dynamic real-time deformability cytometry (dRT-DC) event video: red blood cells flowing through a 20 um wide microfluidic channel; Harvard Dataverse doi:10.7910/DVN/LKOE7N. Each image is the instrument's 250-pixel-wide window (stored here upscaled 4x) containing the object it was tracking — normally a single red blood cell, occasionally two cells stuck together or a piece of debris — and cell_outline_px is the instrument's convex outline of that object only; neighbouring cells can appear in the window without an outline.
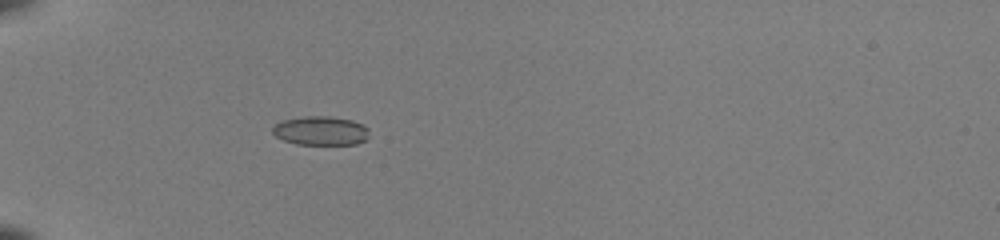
{"species": "common noctule bat (a hibernating species)", "species_latin": "Nyctalus noctula", "temperature_condition": "room temperature", "stored_images_in_passage": 34, "camera_frame_rate_fps": 3000, "um_per_image_px": 0.085, "animal": {"sex": "female", "body_mass_g": 22.0, "forearm_length_mm": 56.7}, "frame": {"image": 1, "passage_image": 1, "time_ms": 0.0, "image_size_px": [1000, 240], "cell_outline_px": [[368, 136], [364, 140], [356, 144], [296, 144], [284, 140], [276, 136], [272, 132], [272, 128], [276, 124], [284, 120], [300, 116], [332, 116], [352, 120], [368, 128]], "centroid_in_image_um": [27.25, 11.1], "position_along_channel_um": 57.8, "area_um2": 16.24}}
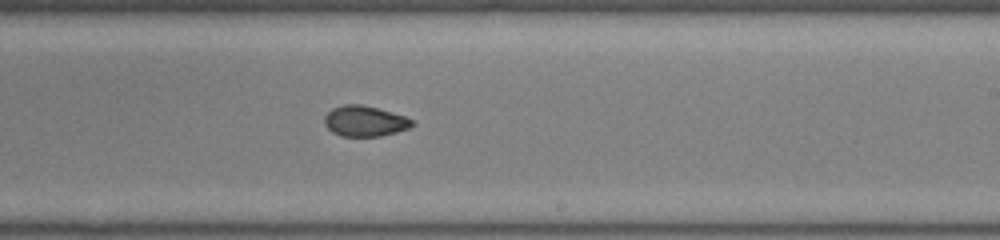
{"frame": {"image": 2, "passage_image": 17, "time_ms": 5.333, "image_size_px": [1000, 240], "cell_outline_px": [[416, 124], [408, 128], [396, 132], [380, 136], [340, 136], [332, 132], [324, 124], [324, 116], [332, 108], [344, 104], [360, 104], [376, 108], [404, 116], [412, 120]], "centroid_in_image_um": [30.97, 10.3], "position_along_channel_um": 258.0, "area_um2": 15.55}}
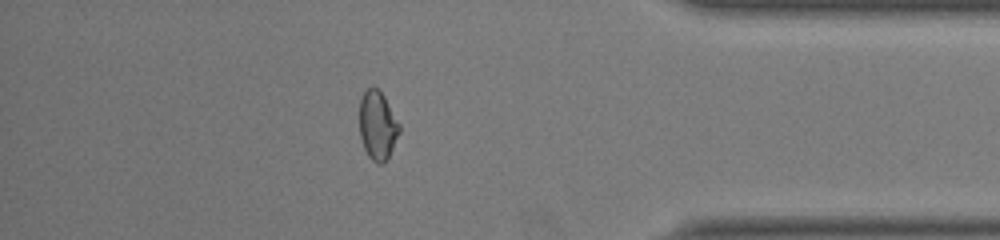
{"frame": {"image": 3, "passage_image": 29, "time_ms": 9.333, "image_size_px": [1000, 240], "cell_outline_px": [[400, 132], [388, 156], [380, 164], [372, 160], [368, 156], [364, 148], [360, 136], [360, 100], [364, 92], [368, 88], [380, 88], [400, 124]], "centroid_in_image_um": [32.09, 10.63], "position_along_channel_um": 403.1, "area_um2": 15.84}, "authors_computed_cell_mechanics": {"area_um2": 15.895, "velocity_mm_per_s": 4.1078, "shape_relaxation_time_tau1_ms": 5.581, "shape_relaxation_time_tau2_ms": 1.4889, "deformation_change_tau1": 0.1605, "deformation_change_tau2": 0.0553}}